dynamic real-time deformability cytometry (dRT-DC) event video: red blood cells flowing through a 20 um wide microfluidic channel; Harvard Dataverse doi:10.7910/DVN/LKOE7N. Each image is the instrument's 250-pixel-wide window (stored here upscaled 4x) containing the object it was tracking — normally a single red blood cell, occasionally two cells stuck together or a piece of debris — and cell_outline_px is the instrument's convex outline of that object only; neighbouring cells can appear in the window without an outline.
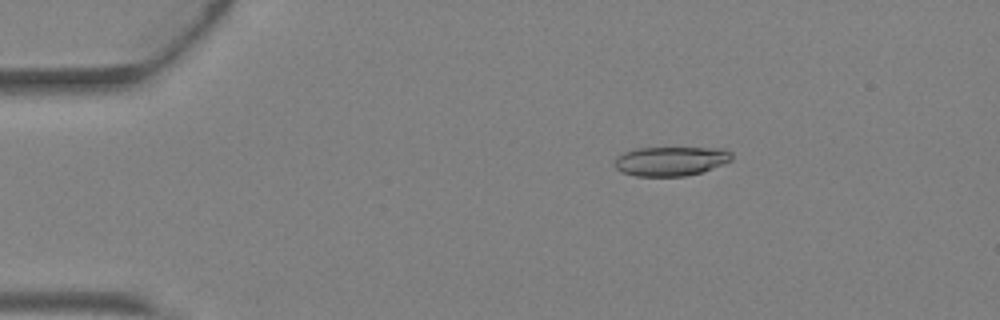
{"species": "Egyptian fruit bat (a non-hibernating species)", "species_latin": "Rousettus aegyptiacus", "temperature_condition": "warm", "stored_images_in_passage": 4, "camera_frame_rate_fps": 3000, "um_per_image_px": 0.085, "animal": {"sex": "female"}, "frame": {"image": 1, "passage_image": 2, "time_ms": 0.333, "image_size_px": [1000, 320], "cell_outline_px": [[732, 160], [724, 164], [704, 172], [684, 176], [636, 176], [620, 172], [616, 168], [616, 160], [624, 152], [636, 148], [724, 148], [732, 152]], "centroid_in_image_um": [57.07, 13.7], "position_along_channel_um": 27.9, "area_um2": 20.06}}
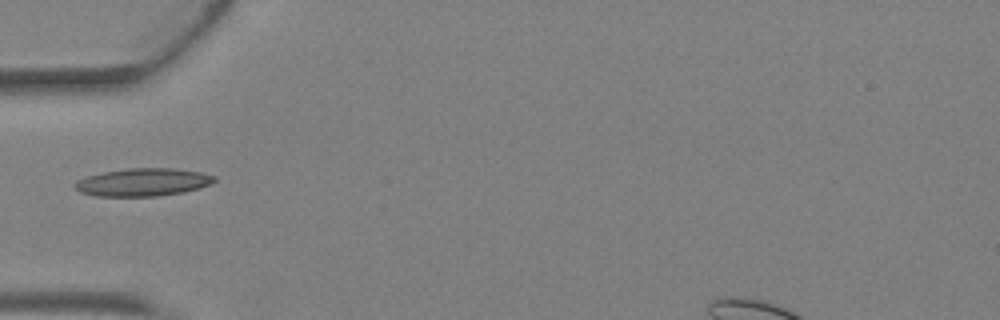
{"frame": {"image": 2, "passage_image": 4, "time_ms": 1.0, "image_size_px": [1000, 320], "cell_outline_px": [[216, 180], [200, 188], [184, 192], [156, 196], [96, 196], [80, 192], [72, 184], [76, 180], [88, 176], [104, 172], [128, 168], [176, 168], [200, 172], [216, 176]], "centroid_in_image_um": [12.15, 15.48], "position_along_channel_um": 72.9, "area_um2": 22.6}}